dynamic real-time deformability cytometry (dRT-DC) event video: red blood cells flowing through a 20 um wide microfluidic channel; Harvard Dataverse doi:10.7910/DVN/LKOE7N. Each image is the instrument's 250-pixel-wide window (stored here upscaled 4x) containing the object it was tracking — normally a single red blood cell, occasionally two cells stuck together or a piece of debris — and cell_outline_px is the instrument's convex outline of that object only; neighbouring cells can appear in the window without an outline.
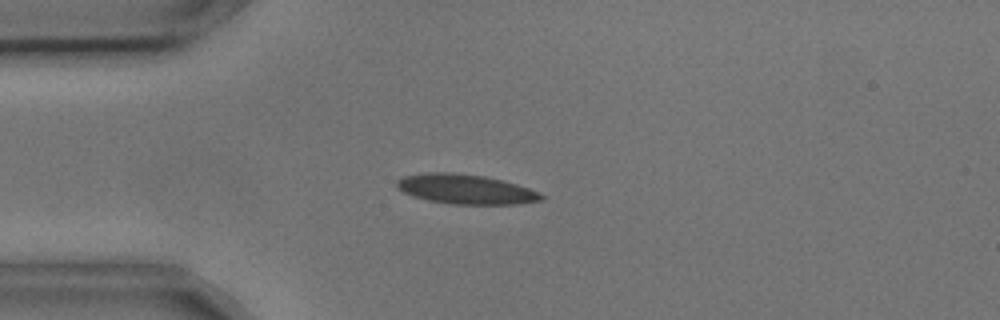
{"species": "common noctule bat (a hibernating species)", "species_latin": "Nyctalus noctula", "temperature_condition": "cold", "stored_images_in_passage": 6, "camera_frame_rate_fps": 3000, "um_per_image_px": 0.085, "animal": {"sex": "male", "body_mass_g": 17.9, "forearm_length_mm": 54.2}, "frame": {"image": 1, "passage_image": 4, "time_ms": 1.0, "image_size_px": [1000, 320], "cell_outline_px": [[544, 200], [520, 204], [452, 204], [428, 200], [412, 196], [404, 192], [396, 184], [396, 180], [404, 176], [428, 172], [448, 172], [484, 176], [516, 184], [540, 192], [544, 196]], "centroid_in_image_um": [39.6, 16.09], "position_along_channel_um": 45.4, "area_um2": 24.85}}